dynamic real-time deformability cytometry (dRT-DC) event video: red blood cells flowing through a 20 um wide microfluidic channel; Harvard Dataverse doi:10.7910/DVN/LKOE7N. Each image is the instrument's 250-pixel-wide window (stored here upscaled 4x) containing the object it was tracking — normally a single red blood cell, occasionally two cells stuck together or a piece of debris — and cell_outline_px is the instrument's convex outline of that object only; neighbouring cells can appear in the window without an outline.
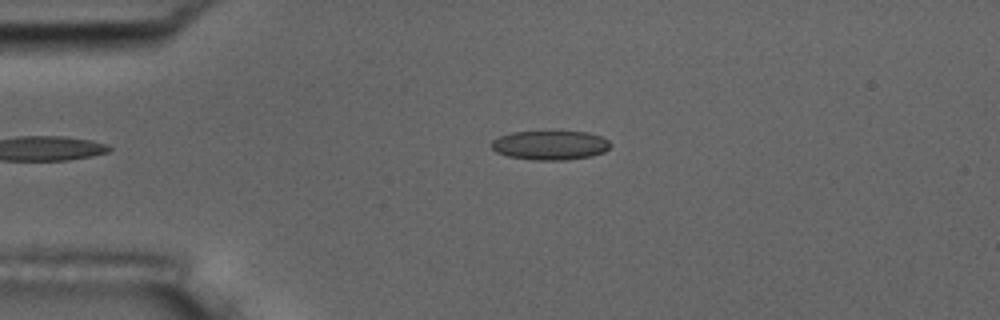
{"species": "common noctule bat (a hibernating species)", "species_latin": "Nyctalus noctula", "temperature_condition": "room temperature", "stored_images_in_passage": 5, "camera_frame_rate_fps": 3000, "um_per_image_px": 0.085, "animal": {"sex": "male", "body_mass_g": 17.5, "forearm_length_mm": 52.3}, "frame": {"image": 1, "passage_image": 5, "time_ms": 4.667, "image_size_px": [1000, 320], "cell_outline_px": [[612, 144], [604, 152], [592, 156], [564, 160], [536, 160], [508, 156], [496, 152], [492, 148], [492, 140], [500, 136], [512, 132], [588, 132], [600, 136], [608, 140]], "centroid_in_image_um": [46.78, 12.35], "position_along_channel_um": 38.2, "area_um2": 20.11}}